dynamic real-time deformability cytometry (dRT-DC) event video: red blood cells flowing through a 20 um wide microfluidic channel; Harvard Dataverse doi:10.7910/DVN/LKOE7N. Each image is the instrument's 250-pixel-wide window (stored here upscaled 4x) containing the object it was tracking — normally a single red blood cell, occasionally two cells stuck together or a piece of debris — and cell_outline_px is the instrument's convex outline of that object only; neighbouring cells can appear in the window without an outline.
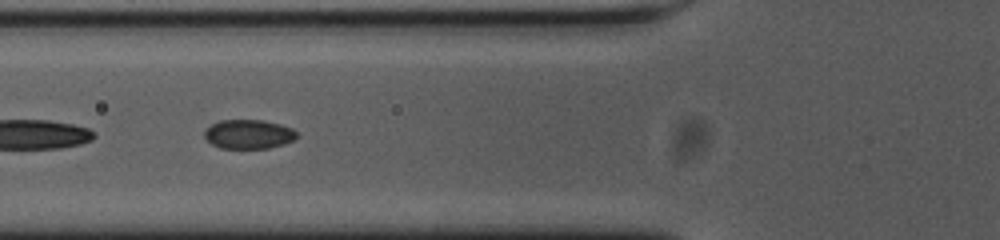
{"species": "common noctule bat (a hibernating species)", "species_latin": "Nyctalus noctula", "temperature_condition": "cold", "stored_images_in_passage": 42, "camera_frame_rate_fps": 3000, "um_per_image_px": 0.085, "animal": {"sex": "female", "body_mass_g": 23.0, "forearm_length_mm": 53.4}, "frame": {"image": 1, "passage_image": 7, "time_ms": 2.0, "image_size_px": [1000, 240], "cell_outline_px": [[296, 136], [292, 140], [284, 144], [268, 148], [220, 148], [212, 144], [204, 136], [204, 132], [212, 124], [220, 120], [264, 120], [280, 124], [292, 128], [296, 132]], "centroid_in_image_um": [21.13, 11.4], "position_along_channel_um": 104.7, "area_um2": 15.55}}
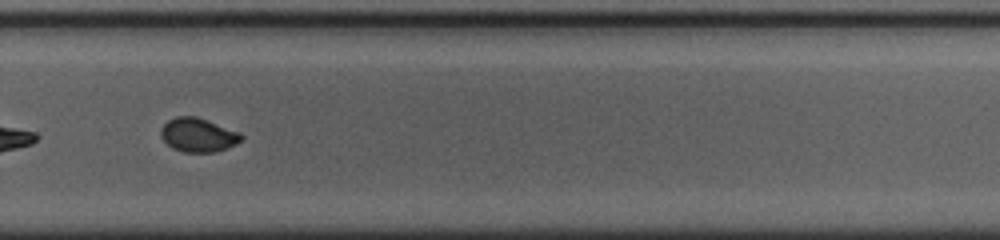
{"frame": {"image": 2, "passage_image": 24, "time_ms": 7.667, "image_size_px": [1000, 240], "cell_outline_px": [[244, 136], [236, 144], [216, 152], [184, 152], [172, 148], [160, 136], [160, 128], [168, 120], [176, 116], [196, 116], [240, 132]], "centroid_in_image_um": [16.83, 11.47], "position_along_channel_um": 313.0, "area_um2": 15.9}, "authors_computed_cell_mechanics": {"area_um2": 15.7794, "velocity_mm_per_s": 3.6777, "shape_relaxation_time_tau1_ms": 3.9086, "shape_relaxation_time_tau2_ms": null, "deformation_change_tau1": 0.1038, "deformation_change_tau2": null}}